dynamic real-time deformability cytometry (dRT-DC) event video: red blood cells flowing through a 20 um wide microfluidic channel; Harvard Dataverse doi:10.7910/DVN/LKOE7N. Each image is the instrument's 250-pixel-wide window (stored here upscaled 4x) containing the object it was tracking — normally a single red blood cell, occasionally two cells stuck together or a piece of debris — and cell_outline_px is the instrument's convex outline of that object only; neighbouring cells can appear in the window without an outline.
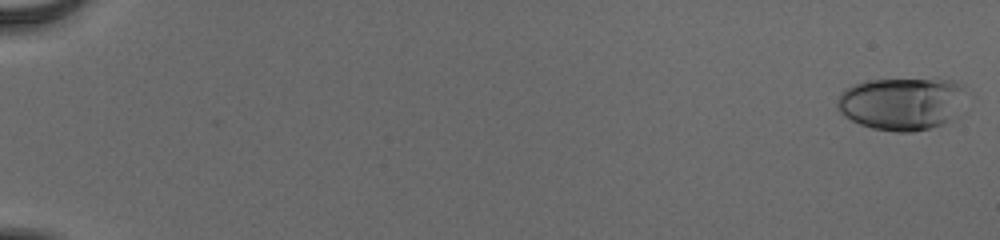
{"species": "human", "species_latin": "Homo sapiens", "temperature_condition": "cold", "stored_images_in_passage": 56, "camera_frame_rate_fps": 3000, "um_per_image_px": 0.085, "donor": {"sex": "male"}, "frame": {"image": 1, "passage_image": 2, "time_ms": 0.333, "image_size_px": [1000, 240], "cell_outline_px": [[968, 112], [952, 120], [928, 128], [912, 132], [896, 132], [872, 128], [860, 124], [844, 116], [836, 108], [836, 100], [840, 92], [844, 88], [868, 80], [952, 80], [960, 84], [968, 92]], "centroid_in_image_um": [76.77, 8.82], "position_along_channel_um": 8.2, "area_um2": 40.69}}
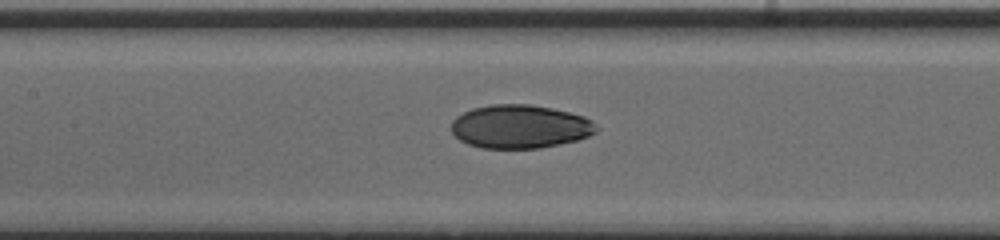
{"frame": {"image": 2, "passage_image": 30, "time_ms": 9.667, "image_size_px": [1000, 240], "cell_outline_px": [[600, 128], [596, 132], [588, 136], [576, 140], [560, 144], [540, 148], [480, 148], [468, 144], [460, 140], [452, 132], [452, 120], [456, 116], [472, 108], [492, 104], [528, 104], [552, 108], [584, 116], [592, 120]], "centroid_in_image_um": [44.21, 10.76], "position_along_channel_um": 163.2, "area_um2": 36.88}}
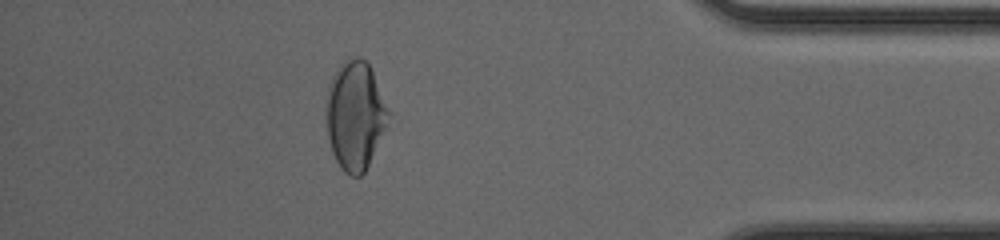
{"frame": {"image": 3, "passage_image": 51, "time_ms": 16.667, "image_size_px": [1000, 240], "cell_outline_px": [[388, 112], [384, 128], [368, 164], [364, 172], [360, 176], [348, 176], [340, 168], [332, 152], [328, 136], [324, 112], [324, 108], [328, 88], [332, 76], [340, 64], [348, 56], [356, 56], [364, 60], [368, 64], [372, 72]], "centroid_in_image_um": [30.1, 9.8], "position_along_channel_um": 405.1, "area_um2": 38.73}, "authors_computed_cell_mechanics": {"area_um2": 36.9631, "velocity_mm_per_s": 3.8862, "shape_relaxation_time_tau1_ms": 9.1731, "shape_relaxation_time_tau2_ms": 1.2707, "deformation_change_tau1": 0.2508, "deformation_change_tau2": 0.0427}}